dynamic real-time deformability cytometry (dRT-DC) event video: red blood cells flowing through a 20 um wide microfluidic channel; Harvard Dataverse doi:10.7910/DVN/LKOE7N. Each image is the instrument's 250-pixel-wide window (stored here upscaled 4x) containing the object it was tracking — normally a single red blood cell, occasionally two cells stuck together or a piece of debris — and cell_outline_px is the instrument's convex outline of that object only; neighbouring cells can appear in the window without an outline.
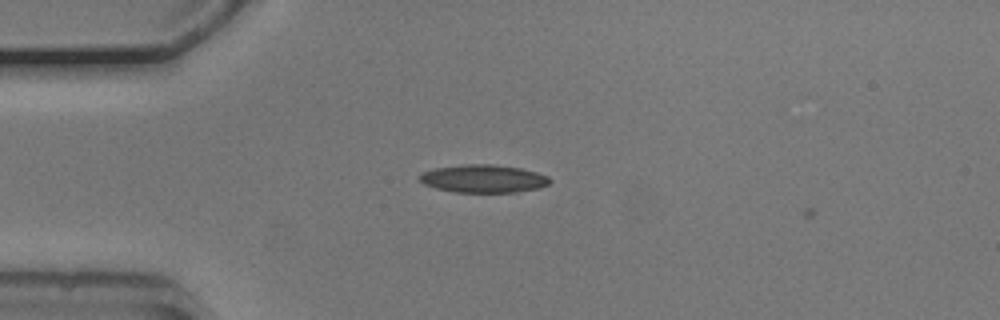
{"species": "common noctule bat (a hibernating species)", "species_latin": "Nyctalus noctula", "temperature_condition": "cold", "stored_images_in_passage": 2, "camera_frame_rate_fps": 3000, "um_per_image_px": 0.085, "animal": {"sex": "male", "body_mass_g": 20.5, "forearm_length_mm": 52.5}, "frame": {"image": 1, "passage_image": 1, "time_ms": 0.0, "image_size_px": [1000, 320], "cell_outline_px": [[552, 180], [548, 184], [536, 188], [516, 192], [456, 192], [436, 188], [424, 184], [416, 176], [424, 172], [436, 168], [460, 164], [492, 164], [520, 168], [536, 172], [548, 176]], "centroid_in_image_um": [41.07, 15.18], "position_along_channel_um": 43.9, "area_um2": 21.1}}